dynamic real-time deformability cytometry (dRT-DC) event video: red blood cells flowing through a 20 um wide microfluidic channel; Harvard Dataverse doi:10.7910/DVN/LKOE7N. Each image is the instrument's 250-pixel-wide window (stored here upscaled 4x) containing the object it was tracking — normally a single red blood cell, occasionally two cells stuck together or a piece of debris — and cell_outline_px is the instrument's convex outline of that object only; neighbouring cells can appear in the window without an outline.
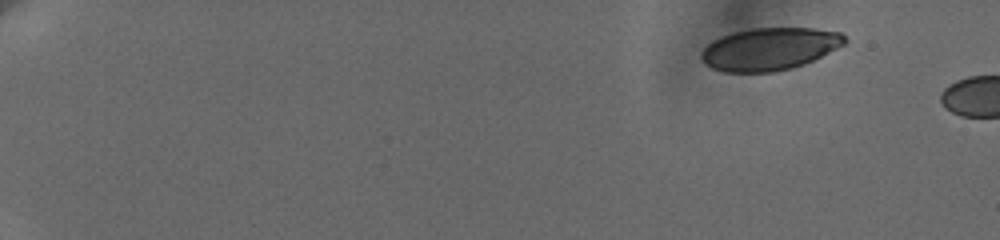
{"species": "human", "species_latin": "Homo sapiens", "temperature_condition": "cold", "stored_images_in_passage": 4, "camera_frame_rate_fps": 3000, "um_per_image_px": 0.085, "donor": {"sex": "female"}, "frame": {"image": 1, "passage_image": 1, "time_ms": 0.0, "image_size_px": [1000, 240], "cell_outline_px": [[848, 40], [844, 44], [804, 64], [792, 68], [772, 72], [724, 72], [712, 68], [704, 64], [700, 60], [700, 52], [708, 44], [732, 32], [752, 28], [812, 28], [840, 32]], "centroid_in_image_um": [65.38, 4.17], "position_along_channel_um": 19.6, "area_um2": 35.32}}